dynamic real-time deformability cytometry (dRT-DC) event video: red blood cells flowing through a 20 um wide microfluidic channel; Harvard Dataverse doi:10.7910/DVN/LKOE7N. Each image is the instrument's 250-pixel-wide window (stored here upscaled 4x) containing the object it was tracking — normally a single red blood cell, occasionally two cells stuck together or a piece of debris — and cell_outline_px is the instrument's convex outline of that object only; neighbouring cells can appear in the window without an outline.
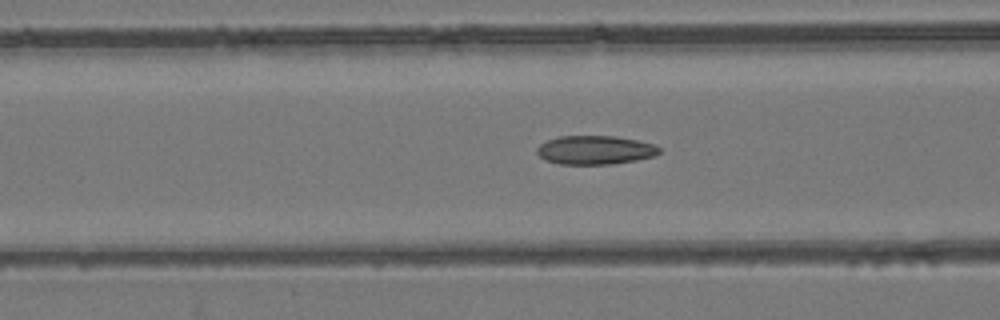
{"species": "common noctule bat (a hibernating species)", "species_latin": "Nyctalus noctula", "temperature_condition": "room temperature", "stored_images_in_passage": 54, "camera_frame_rate_fps": 3000, "um_per_image_px": 0.085, "animal": {"sex": "female", "body_mass_g": 24.6, "forearm_length_mm": 56.2}, "frame": {"image": 1, "passage_image": 22, "time_ms": 7.0, "image_size_px": [1000, 320], "cell_outline_px": [[660, 152], [656, 156], [636, 160], [612, 164], [560, 164], [544, 160], [536, 152], [536, 148], [540, 144], [548, 140], [560, 136], [616, 136], [656, 144], [660, 148]], "centroid_in_image_um": [50.6, 12.75], "position_along_channel_um": 116.0, "area_um2": 20.63}}
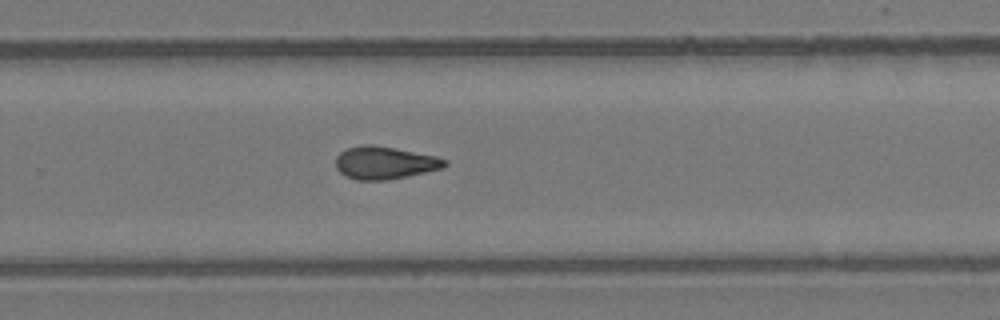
{"frame": {"image": 2, "passage_image": 36, "time_ms": 11.667, "image_size_px": [1000, 320], "cell_outline_px": [[448, 164], [444, 168], [388, 180], [356, 180], [340, 172], [336, 168], [336, 156], [340, 152], [348, 148], [360, 144], [372, 144], [396, 148], [436, 156], [448, 160]], "centroid_in_image_um": [32.71, 13.82], "position_along_channel_um": 297.1, "area_um2": 20.87}}
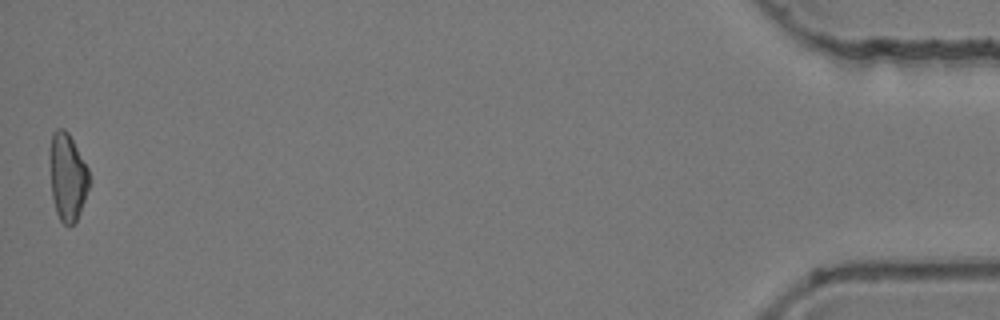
{"frame": {"image": 3, "passage_image": 54, "time_ms": 17.667, "image_size_px": [1000, 320], "cell_outline_px": [[88, 188], [80, 212], [76, 220], [72, 224], [64, 224], [60, 220], [56, 212], [52, 200], [48, 152], [48, 148], [52, 132], [56, 128], [64, 128], [68, 132], [88, 168]], "centroid_in_image_um": [5.68, 14.98], "position_along_channel_um": 429.5, "area_um2": 20.23}, "authors_computed_cell_mechanics": {"area_um2": 20.6346, "velocity_mm_per_s": 3.8908, "shape_relaxation_time_tau1_ms": null, "shape_relaxation_time_tau2_ms": 3.396, "deformation_change_tau1": null, "deformation_change_tau2": 0.1088}}